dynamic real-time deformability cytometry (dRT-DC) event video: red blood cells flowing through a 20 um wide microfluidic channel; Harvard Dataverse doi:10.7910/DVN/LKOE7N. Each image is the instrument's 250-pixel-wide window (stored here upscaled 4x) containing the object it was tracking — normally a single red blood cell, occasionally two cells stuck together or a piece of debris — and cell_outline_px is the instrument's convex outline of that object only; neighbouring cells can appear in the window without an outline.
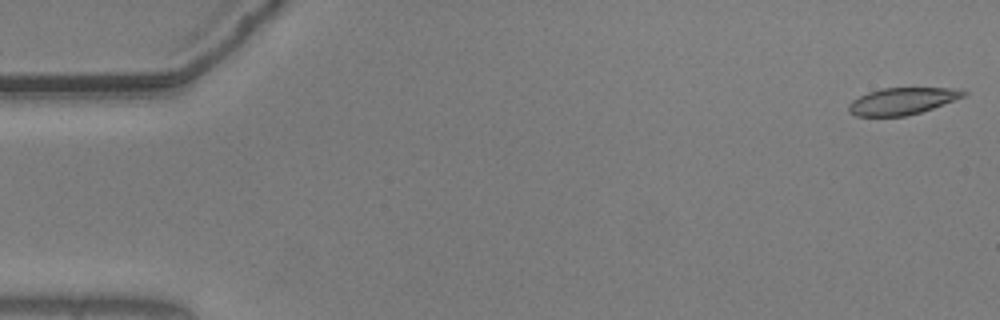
{"species": "common noctule bat (a hibernating species)", "species_latin": "Nyctalus noctula", "temperature_condition": "warm", "stored_images_in_passage": 55, "camera_frame_rate_fps": 3000, "um_per_image_px": 0.085, "animal": {"sex": "male", "body_mass_g": 20.5, "forearm_length_mm": 52.5}, "frame": {"image": 1, "passage_image": 1, "time_ms": 0.0, "image_size_px": [1000, 320], "cell_outline_px": [[968, 92], [964, 96], [932, 108], [920, 112], [904, 116], [856, 116], [848, 112], [848, 104], [852, 100], [868, 92], [884, 88], [948, 88]], "centroid_in_image_um": [76.62, 8.6], "position_along_channel_um": 8.4, "area_um2": 17.69}}
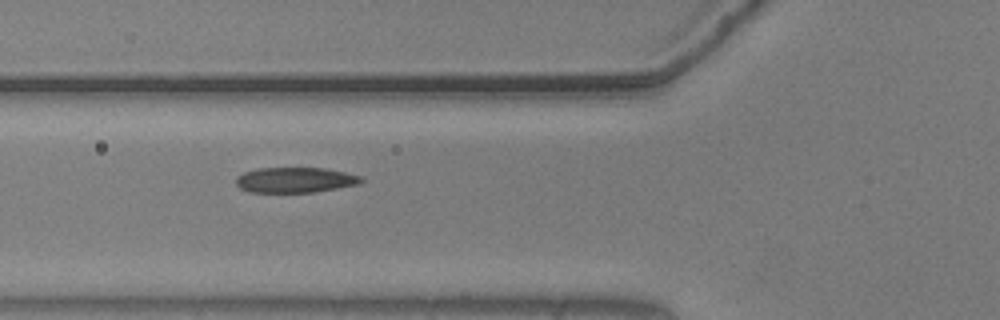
{"frame": {"image": 2, "passage_image": 20, "time_ms": 6.333, "image_size_px": [1000, 320], "cell_outline_px": [[364, 180], [356, 184], [336, 188], [312, 192], [248, 192], [240, 188], [236, 184], [236, 176], [244, 172], [256, 168], [324, 168], [344, 172], [360, 176]], "centroid_in_image_um": [25.02, 15.29], "position_along_channel_um": 100.8, "area_um2": 18.32}}
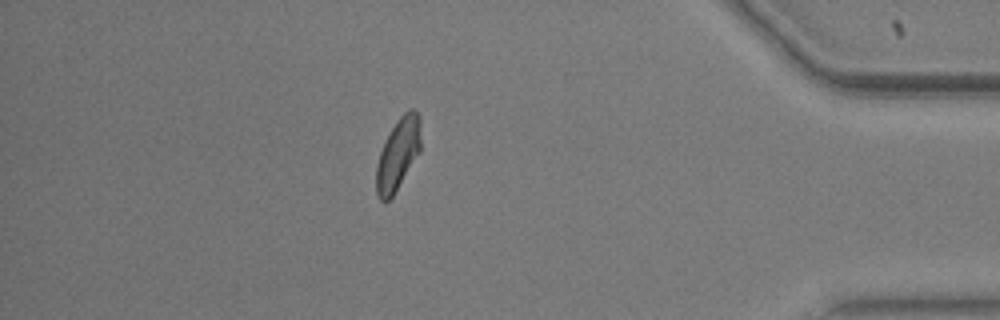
{"frame": {"image": 3, "passage_image": 48, "time_ms": 15.667, "image_size_px": [1000, 320], "cell_outline_px": [[420, 152], [392, 196], [384, 204], [380, 200], [376, 192], [376, 164], [380, 152], [396, 120], [408, 108], [412, 108], [420, 116]], "centroid_in_image_um": [33.83, 13.1], "position_along_channel_um": 401.4, "area_um2": 18.5}, "authors_computed_cell_mechanics": {"area_um2": 18.9006, "velocity_mm_per_s": 3.6537, "shape_relaxation_time_tau1_ms": 4.2256, "shape_relaxation_time_tau2_ms": 1.3469, "deformation_change_tau1": 0.1546, "deformation_change_tau2": 0.0716}}